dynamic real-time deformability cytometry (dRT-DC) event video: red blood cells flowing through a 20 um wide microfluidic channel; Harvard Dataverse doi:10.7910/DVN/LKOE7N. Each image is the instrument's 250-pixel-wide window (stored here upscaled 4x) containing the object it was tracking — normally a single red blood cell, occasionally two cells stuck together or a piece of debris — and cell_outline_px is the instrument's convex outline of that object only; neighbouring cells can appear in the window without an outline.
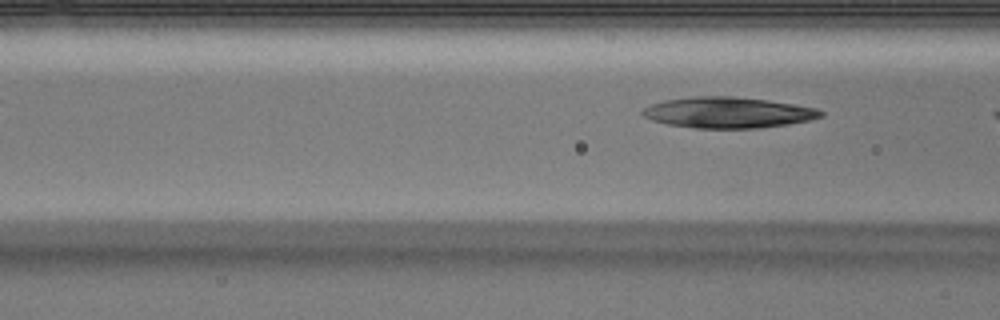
{"species": "Egyptian fruit bat (a non-hibernating species)", "species_latin": "Rousettus aegyptiacus", "temperature_condition": "warm", "stored_images_in_passage": 4, "camera_frame_rate_fps": 3000, "um_per_image_px": 0.085, "animal": {"sex": "male"}, "frame": {"image": 1, "passage_image": 4, "time_ms": 1.0, "image_size_px": [1000, 320], "cell_outline_px": [[824, 116], [812, 120], [788, 124], [760, 128], [696, 128], [668, 124], [652, 120], [644, 116], [640, 112], [644, 108], [652, 104], [664, 100], [692, 96], [732, 96], [768, 100], [816, 108], [824, 112]], "centroid_in_image_um": [61.9, 9.56], "position_along_channel_um": 104.7, "area_um2": 32.14}}